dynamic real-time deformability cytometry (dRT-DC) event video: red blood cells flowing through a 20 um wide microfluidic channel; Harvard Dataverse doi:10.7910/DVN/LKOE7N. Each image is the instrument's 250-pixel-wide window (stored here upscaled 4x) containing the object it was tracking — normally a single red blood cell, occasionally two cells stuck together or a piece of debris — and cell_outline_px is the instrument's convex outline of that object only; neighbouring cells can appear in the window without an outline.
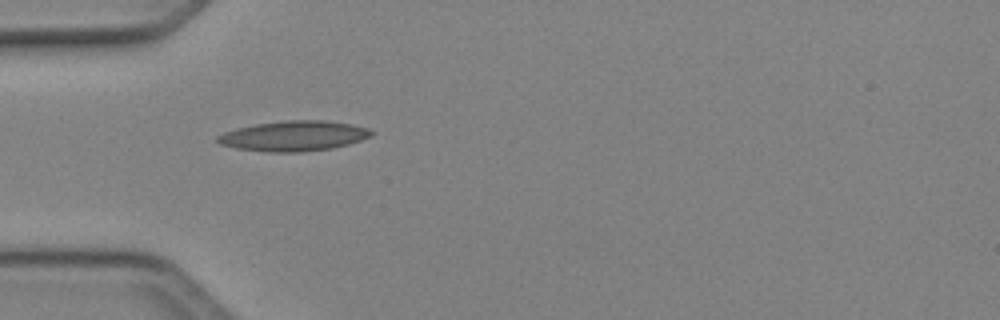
{"species": "Egyptian fruit bat (a non-hibernating species)", "species_latin": "Rousettus aegyptiacus", "temperature_condition": "cold", "stored_images_in_passage": 35, "camera_frame_rate_fps": 3000, "um_per_image_px": 0.085, "animal": {"sex": "female"}, "frame": {"image": 1, "passage_image": 1, "time_ms": 0.0, "image_size_px": [1000, 320], "cell_outline_px": [[376, 132], [372, 136], [348, 144], [332, 148], [300, 152], [272, 152], [236, 148], [220, 144], [216, 140], [216, 136], [224, 132], [236, 128], [256, 124], [284, 120], [328, 120], [352, 124], [368, 128]], "centroid_in_image_um": [24.99, 11.54], "position_along_channel_um": 60.0, "area_um2": 27.17}}
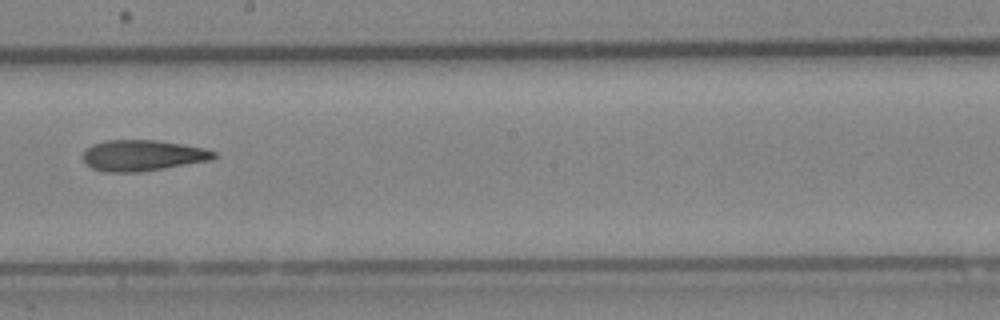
{"frame": {"image": 2, "passage_image": 14, "time_ms": 4.333, "image_size_px": [1000, 320], "cell_outline_px": [[216, 156], [208, 160], [164, 168], [140, 172], [108, 172], [92, 168], [84, 160], [84, 148], [92, 144], [108, 140], [156, 140], [204, 148], [216, 152]], "centroid_in_image_um": [12.08, 13.21], "position_along_channel_um": 236.1, "area_um2": 23.29}}
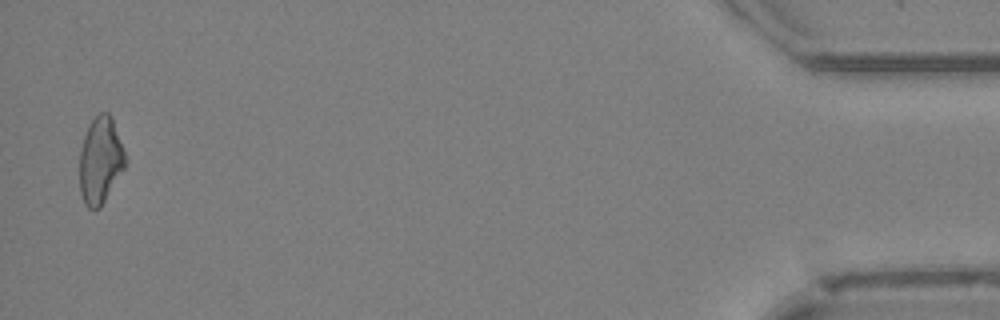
{"frame": {"image": 3, "passage_image": 34, "time_ms": 11.0, "image_size_px": [1000, 320], "cell_outline_px": [[124, 168], [100, 208], [88, 208], [84, 204], [80, 192], [80, 152], [84, 136], [92, 120], [100, 112], [108, 112], [112, 116], [124, 152]], "centroid_in_image_um": [8.51, 13.64], "position_along_channel_um": 426.7, "area_um2": 22.66}}